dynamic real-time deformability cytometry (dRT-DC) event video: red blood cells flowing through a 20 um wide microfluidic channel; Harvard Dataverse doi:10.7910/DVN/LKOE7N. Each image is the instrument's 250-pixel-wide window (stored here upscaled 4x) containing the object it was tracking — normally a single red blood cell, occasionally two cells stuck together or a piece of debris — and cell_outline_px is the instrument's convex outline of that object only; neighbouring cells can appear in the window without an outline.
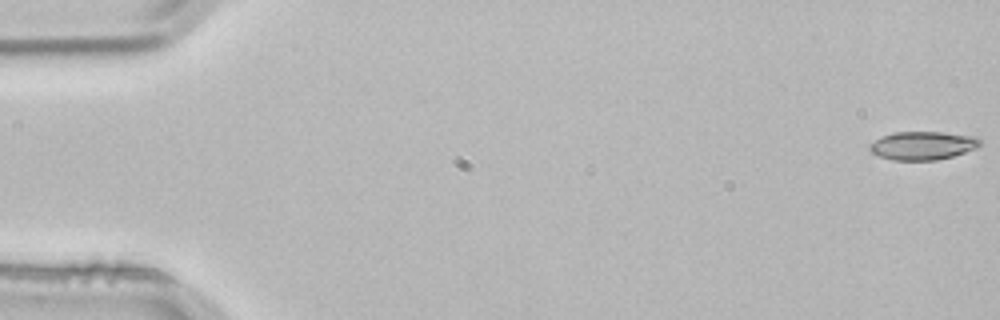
{"species": "common noctule bat (a hibernating species)", "species_latin": "Nyctalus noctula", "temperature_condition": "room temperature", "stored_images_in_passage": 4, "camera_frame_rate_fps": 3000, "um_per_image_px": 0.085, "animal": {"sex": "male", "body_mass_g": 21.5, "forearm_length_mm": 52.0}, "frame": {"image": 1, "passage_image": 1, "time_ms": 0.0, "image_size_px": [1000, 320], "cell_outline_px": [[984, 144], [976, 148], [952, 156], [936, 160], [892, 160], [880, 156], [872, 152], [868, 148], [868, 144], [884, 136], [896, 132], [940, 132], [976, 136]], "centroid_in_image_um": [78.46, 12.37], "position_along_channel_um": 6.5, "area_um2": 18.15}}
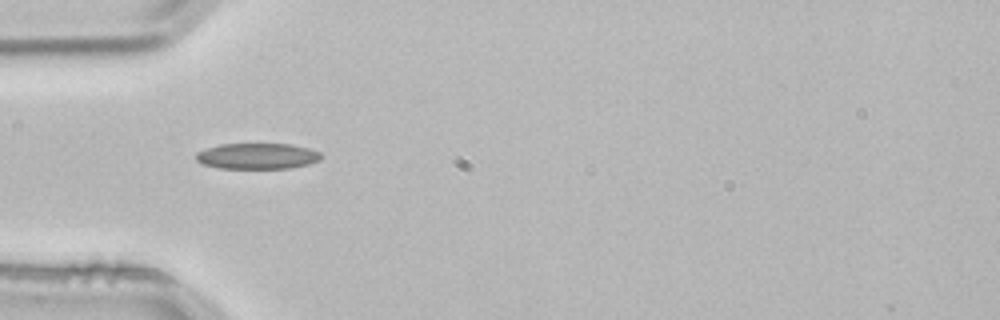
{"frame": {"image": 2, "passage_image": 4, "time_ms": 1.0, "image_size_px": [1000, 320], "cell_outline_px": [[324, 156], [320, 160], [308, 164], [292, 168], [220, 168], [200, 164], [196, 160], [196, 152], [220, 144], [292, 144], [308, 148], [320, 152]], "centroid_in_image_um": [21.89, 13.27], "position_along_channel_um": 63.1, "area_um2": 18.96}}